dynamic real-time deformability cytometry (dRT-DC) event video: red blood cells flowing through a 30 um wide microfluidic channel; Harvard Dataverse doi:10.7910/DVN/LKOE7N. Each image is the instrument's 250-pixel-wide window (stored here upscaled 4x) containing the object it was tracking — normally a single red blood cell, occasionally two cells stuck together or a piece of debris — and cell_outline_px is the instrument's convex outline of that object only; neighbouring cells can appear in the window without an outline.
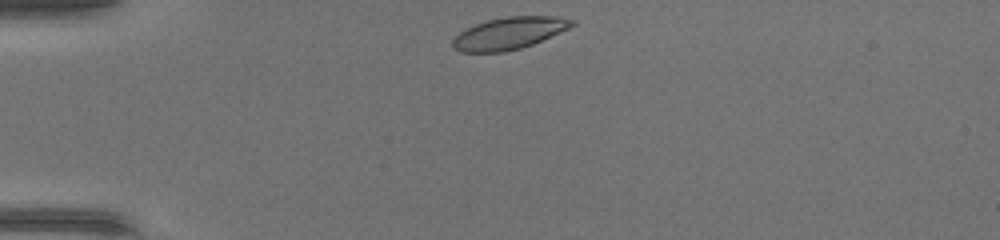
{"species": "common noctule bat (a hibernating species)", "species_latin": "Nyctalus noctula", "temperature_condition": "warm", "stored_images_in_passage": 36, "camera_frame_rate_fps": 3000, "um_per_image_px": 0.085, "animal": {"sex": "female", "body_mass_g": 17.0, "forearm_length_mm": 48.0}, "frame": {"image": 1, "passage_image": 1, "time_ms": 0.0, "image_size_px": [1000, 240], "cell_outline_px": [[576, 24], [568, 28], [532, 44], [520, 48], [504, 52], [460, 52], [452, 48], [452, 40], [460, 32], [476, 24], [488, 20], [508, 16], [556, 16], [576, 20]], "centroid_in_image_um": [43.26, 2.82], "position_along_channel_um": 41.7, "area_um2": 22.08}}
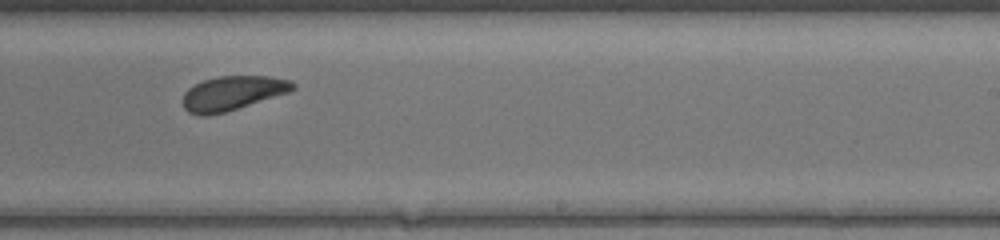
{"frame": {"image": 2, "passage_image": 19, "time_ms": 6.0, "image_size_px": [1000, 240], "cell_outline_px": [[296, 88], [288, 92], [224, 112], [208, 116], [200, 116], [188, 112], [184, 108], [184, 92], [188, 88], [204, 80], [216, 76], [268, 76], [292, 80], [296, 84]], "centroid_in_image_um": [19.76, 7.91], "position_along_channel_um": 269.2, "area_um2": 21.79}}
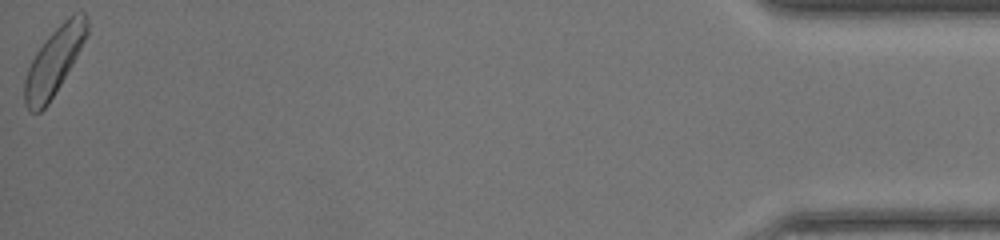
{"frame": {"image": 3, "passage_image": 36, "time_ms": 11.667, "image_size_px": [1000, 240], "cell_outline_px": [[88, 32], [72, 64], [48, 104], [40, 112], [28, 112], [24, 104], [24, 80], [28, 68], [36, 52], [48, 36], [72, 12], [84, 12], [88, 20]], "centroid_in_image_um": [4.58, 5.21], "position_along_channel_um": 430.6, "area_um2": 24.1}}